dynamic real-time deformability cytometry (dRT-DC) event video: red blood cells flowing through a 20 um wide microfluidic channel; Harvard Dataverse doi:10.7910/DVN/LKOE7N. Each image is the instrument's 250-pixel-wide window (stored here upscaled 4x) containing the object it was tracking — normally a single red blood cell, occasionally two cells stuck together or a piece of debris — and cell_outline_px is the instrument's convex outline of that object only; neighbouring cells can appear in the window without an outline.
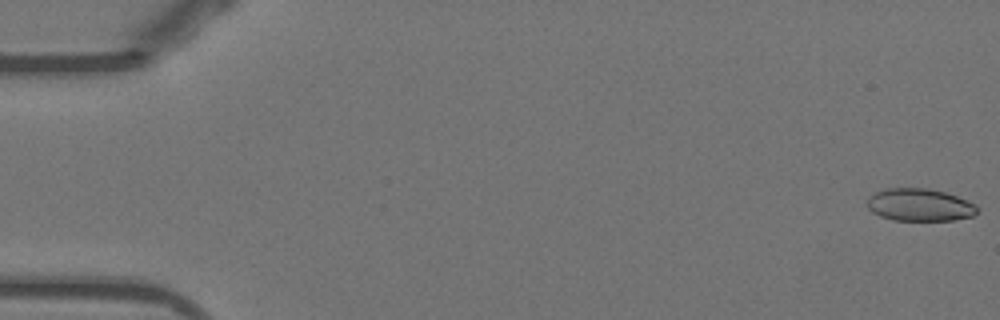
{"species": "Egyptian fruit bat (a non-hibernating species)", "species_latin": "Rousettus aegyptiacus", "temperature_condition": "warm", "stored_images_in_passage": 53, "camera_frame_rate_fps": 3000, "um_per_image_px": 0.085, "animal": {"sex": "female"}, "frame": {"image": 1, "passage_image": 1, "time_ms": 0.0, "image_size_px": [1000, 320], "cell_outline_px": [[980, 208], [972, 216], [952, 220], [892, 220], [880, 216], [872, 212], [868, 208], [868, 196], [884, 188], [928, 188], [944, 192], [968, 200], [976, 204]], "centroid_in_image_um": [78.17, 17.41], "position_along_channel_um": 6.8, "area_um2": 20.92}}
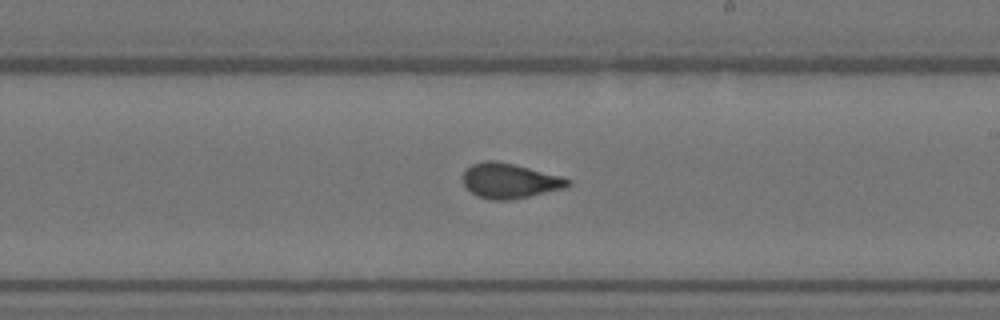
{"frame": {"image": 2, "passage_image": 31, "time_ms": 10.0, "image_size_px": [1000, 320], "cell_outline_px": [[572, 184], [568, 188], [508, 200], [492, 200], [476, 196], [464, 188], [464, 172], [472, 164], [484, 160], [496, 160], [564, 176], [572, 180]], "centroid_in_image_um": [43.36, 15.37], "position_along_channel_um": 245.6, "area_um2": 21.68}}
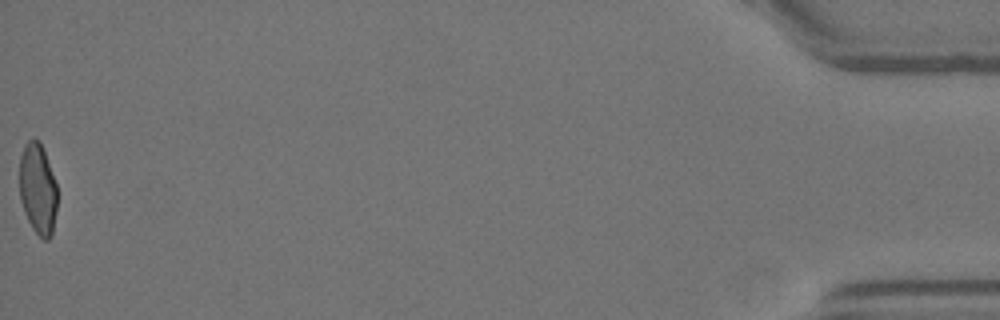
{"frame": {"image": 3, "passage_image": 53, "time_ms": 17.333, "image_size_px": [1000, 320], "cell_outline_px": [[56, 208], [52, 236], [48, 240], [44, 240], [32, 228], [24, 212], [20, 200], [20, 156], [24, 144], [28, 140], [40, 140], [56, 184]], "centroid_in_image_um": [3.2, 16.07], "position_along_channel_um": 432.0, "area_um2": 19.88}, "authors_computed_cell_mechanics": {"area_um2": 21.1548, "velocity_mm_per_s": 3.8941, "shape_relaxation_time_tau1_ms": 9.5387, "shape_relaxation_time_tau2_ms": 0.8396, "deformation_change_tau1": 0.2484, "deformation_change_tau2": 0.0727}}